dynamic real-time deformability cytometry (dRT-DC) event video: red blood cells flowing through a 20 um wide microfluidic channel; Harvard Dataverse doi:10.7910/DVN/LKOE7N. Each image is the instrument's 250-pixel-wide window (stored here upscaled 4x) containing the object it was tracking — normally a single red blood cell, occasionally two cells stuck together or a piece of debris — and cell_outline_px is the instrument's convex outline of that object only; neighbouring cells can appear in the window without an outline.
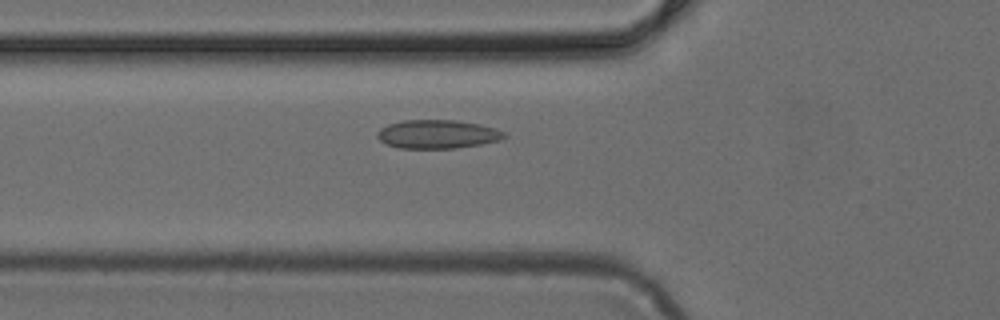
{"species": "common noctule bat (a hibernating species)", "species_latin": "Nyctalus noctula", "temperature_condition": "cold", "stored_images_in_passage": 48, "camera_frame_rate_fps": 3000, "um_per_image_px": 0.085, "animal": {"sex": "female", "body_mass_g": 24.6, "forearm_length_mm": 56.2}, "frame": {"image": 1, "passage_image": 17, "time_ms": 5.333, "image_size_px": [1000, 320], "cell_outline_px": [[508, 136], [500, 140], [480, 144], [456, 148], [400, 148], [388, 144], [380, 140], [376, 136], [376, 132], [380, 128], [388, 124], [404, 120], [456, 120], [480, 124], [496, 128], [504, 132]], "centroid_in_image_um": [37.19, 11.4], "position_along_channel_um": 88.6, "area_um2": 21.21}}
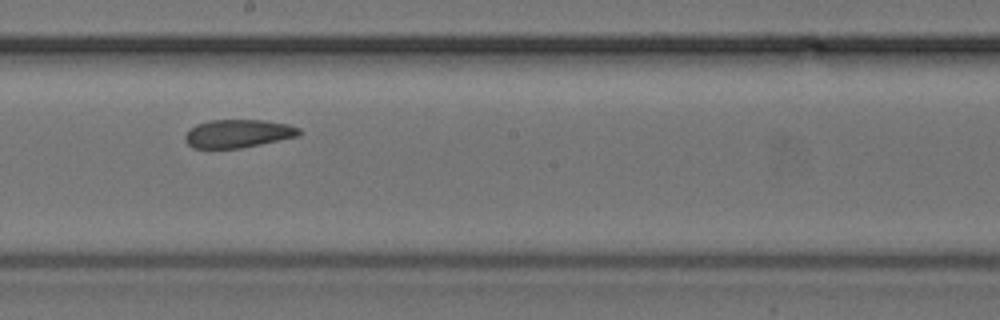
{"frame": {"image": 2, "passage_image": 27, "time_ms": 8.667, "image_size_px": [1000, 320], "cell_outline_px": [[304, 132], [300, 136], [240, 148], [192, 148], [184, 140], [184, 136], [196, 124], [208, 120], [264, 120], [288, 124], [300, 128]], "centroid_in_image_um": [20.27, 11.35], "position_along_channel_um": 227.9, "area_um2": 18.84}}
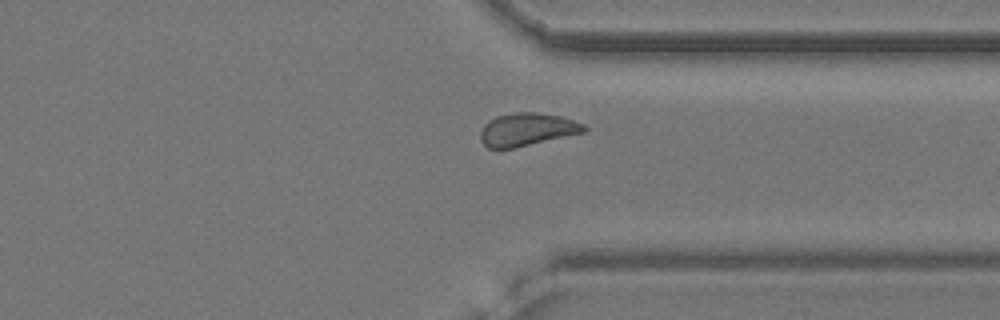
{"frame": {"image": 3, "passage_image": 37, "time_ms": 12.0, "image_size_px": [1000, 320], "cell_outline_px": [[588, 132], [516, 148], [488, 148], [480, 140], [480, 132], [484, 124], [488, 120], [496, 116], [512, 112], [536, 112], [560, 116], [584, 124], [588, 128]], "centroid_in_image_um": [44.82, 11.01], "position_along_channel_um": 366.6, "area_um2": 20.23}}